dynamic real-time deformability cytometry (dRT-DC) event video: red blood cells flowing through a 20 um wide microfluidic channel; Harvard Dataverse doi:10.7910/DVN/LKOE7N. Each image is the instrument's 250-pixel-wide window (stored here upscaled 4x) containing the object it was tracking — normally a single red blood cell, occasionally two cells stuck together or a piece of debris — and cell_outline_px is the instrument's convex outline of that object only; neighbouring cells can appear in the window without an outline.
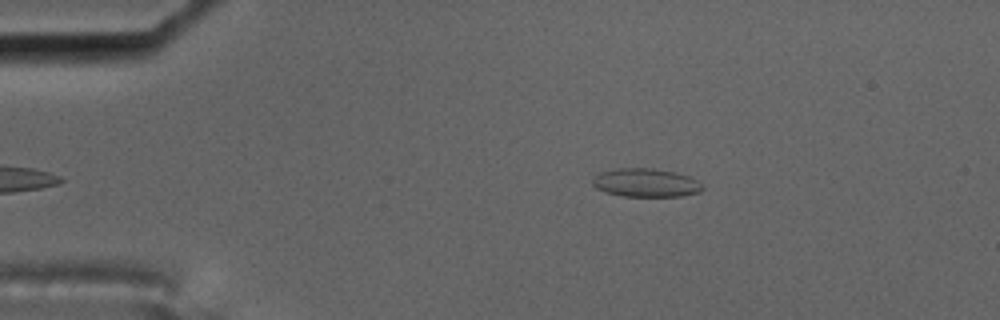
{"species": "common noctule bat (a hibernating species)", "species_latin": "Nyctalus noctula", "temperature_condition": "cold", "stored_images_in_passage": 49, "camera_frame_rate_fps": 3000, "um_per_image_px": 0.085, "animal": {"sex": "male", "body_mass_g": 17.5, "forearm_length_mm": 52.3}, "frame": {"image": 1, "passage_image": 2, "time_ms": 0.333, "image_size_px": [1000, 320], "cell_outline_px": [[704, 188], [700, 192], [684, 196], [624, 196], [604, 192], [596, 188], [592, 184], [592, 180], [600, 172], [616, 168], [652, 168], [676, 172], [688, 176], [696, 180]], "centroid_in_image_um": [54.89, 15.53], "position_along_channel_um": 30.1, "area_um2": 18.26}}
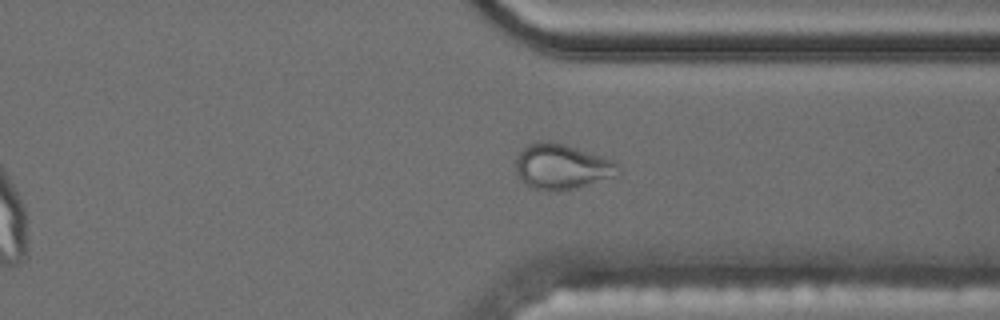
{"frame": {"image": 2, "passage_image": 35, "time_ms": 11.333, "image_size_px": [1000, 320], "cell_outline_px": [[620, 172], [616, 176], [576, 188], [552, 192], [532, 188], [520, 180], [516, 172], [516, 156], [528, 144], [536, 140], [552, 140], [612, 160], [620, 164]], "centroid_in_image_um": [47.73, 14.16], "position_along_channel_um": 363.7, "area_um2": 27.28}}